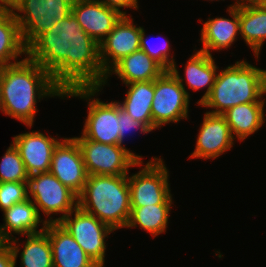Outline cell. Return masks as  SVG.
<instances>
[{"instance_id":"6da1fadb","label":"cell","mask_w":266,"mask_h":267,"mask_svg":"<svg viewBox=\"0 0 266 267\" xmlns=\"http://www.w3.org/2000/svg\"><path fill=\"white\" fill-rule=\"evenodd\" d=\"M26 56L50 73L64 91L101 87L106 79L99 43L85 33L72 13L42 33L27 48Z\"/></svg>"},{"instance_id":"7a4b0ae2","label":"cell","mask_w":266,"mask_h":267,"mask_svg":"<svg viewBox=\"0 0 266 267\" xmlns=\"http://www.w3.org/2000/svg\"><path fill=\"white\" fill-rule=\"evenodd\" d=\"M0 93L3 114L29 128L33 127L39 101L49 97L64 99V90L52 75L28 57L0 68Z\"/></svg>"},{"instance_id":"3957f363","label":"cell","mask_w":266,"mask_h":267,"mask_svg":"<svg viewBox=\"0 0 266 267\" xmlns=\"http://www.w3.org/2000/svg\"><path fill=\"white\" fill-rule=\"evenodd\" d=\"M78 206L114 231L126 228L131 212L128 175H88Z\"/></svg>"},{"instance_id":"277c9868","label":"cell","mask_w":266,"mask_h":267,"mask_svg":"<svg viewBox=\"0 0 266 267\" xmlns=\"http://www.w3.org/2000/svg\"><path fill=\"white\" fill-rule=\"evenodd\" d=\"M264 69L245 60L224 67L217 72L210 94L199 104L212 114L222 115L231 107L245 103H264ZM214 109V110H212Z\"/></svg>"},{"instance_id":"5b68a950","label":"cell","mask_w":266,"mask_h":267,"mask_svg":"<svg viewBox=\"0 0 266 267\" xmlns=\"http://www.w3.org/2000/svg\"><path fill=\"white\" fill-rule=\"evenodd\" d=\"M103 90L102 87H73L64 91L66 98L78 97L85 99L88 104V115L85 118L82 136L85 139L119 145L120 121L118 118L117 100L104 103L97 97Z\"/></svg>"},{"instance_id":"8992f818","label":"cell","mask_w":266,"mask_h":267,"mask_svg":"<svg viewBox=\"0 0 266 267\" xmlns=\"http://www.w3.org/2000/svg\"><path fill=\"white\" fill-rule=\"evenodd\" d=\"M72 2L73 0H21L12 12L20 27L25 47L28 48L42 33L70 15Z\"/></svg>"},{"instance_id":"52a82bcc","label":"cell","mask_w":266,"mask_h":267,"mask_svg":"<svg viewBox=\"0 0 266 267\" xmlns=\"http://www.w3.org/2000/svg\"><path fill=\"white\" fill-rule=\"evenodd\" d=\"M28 197L40 212L47 218L46 223L59 222L78 206V196L62 184L50 172L29 176ZM60 215L53 218L52 215Z\"/></svg>"},{"instance_id":"ba28073f","label":"cell","mask_w":266,"mask_h":267,"mask_svg":"<svg viewBox=\"0 0 266 267\" xmlns=\"http://www.w3.org/2000/svg\"><path fill=\"white\" fill-rule=\"evenodd\" d=\"M143 165V166H142ZM137 173L128 174L131 207L154 204H173L169 183V170L162 158L152 157Z\"/></svg>"},{"instance_id":"9c48e42d","label":"cell","mask_w":266,"mask_h":267,"mask_svg":"<svg viewBox=\"0 0 266 267\" xmlns=\"http://www.w3.org/2000/svg\"><path fill=\"white\" fill-rule=\"evenodd\" d=\"M81 150L88 175H128L129 169L138 166L143 159L124 145L104 144L73 137Z\"/></svg>"},{"instance_id":"30bf717a","label":"cell","mask_w":266,"mask_h":267,"mask_svg":"<svg viewBox=\"0 0 266 267\" xmlns=\"http://www.w3.org/2000/svg\"><path fill=\"white\" fill-rule=\"evenodd\" d=\"M151 106L152 131L164 125L189 119L190 98L171 71H164L154 80Z\"/></svg>"},{"instance_id":"8fae6325","label":"cell","mask_w":266,"mask_h":267,"mask_svg":"<svg viewBox=\"0 0 266 267\" xmlns=\"http://www.w3.org/2000/svg\"><path fill=\"white\" fill-rule=\"evenodd\" d=\"M82 247L83 251L99 266L105 267L106 238L114 230L77 206L58 222Z\"/></svg>"},{"instance_id":"7c38bea8","label":"cell","mask_w":266,"mask_h":267,"mask_svg":"<svg viewBox=\"0 0 266 267\" xmlns=\"http://www.w3.org/2000/svg\"><path fill=\"white\" fill-rule=\"evenodd\" d=\"M49 172L77 196L81 194L88 174L80 147L73 137H65L55 147Z\"/></svg>"},{"instance_id":"4fadbf2b","label":"cell","mask_w":266,"mask_h":267,"mask_svg":"<svg viewBox=\"0 0 266 267\" xmlns=\"http://www.w3.org/2000/svg\"><path fill=\"white\" fill-rule=\"evenodd\" d=\"M141 31L142 26L134 24L132 15H123L99 43L100 60L106 73L123 57L140 50Z\"/></svg>"},{"instance_id":"5bb4252c","label":"cell","mask_w":266,"mask_h":267,"mask_svg":"<svg viewBox=\"0 0 266 267\" xmlns=\"http://www.w3.org/2000/svg\"><path fill=\"white\" fill-rule=\"evenodd\" d=\"M234 141L236 140L224 116L206 112L197 134L195 149L189 159H216L231 150Z\"/></svg>"},{"instance_id":"9a60e30c","label":"cell","mask_w":266,"mask_h":267,"mask_svg":"<svg viewBox=\"0 0 266 267\" xmlns=\"http://www.w3.org/2000/svg\"><path fill=\"white\" fill-rule=\"evenodd\" d=\"M63 138L52 137L40 131H28L13 137L29 176L49 172L55 147Z\"/></svg>"},{"instance_id":"2e32d148","label":"cell","mask_w":266,"mask_h":267,"mask_svg":"<svg viewBox=\"0 0 266 267\" xmlns=\"http://www.w3.org/2000/svg\"><path fill=\"white\" fill-rule=\"evenodd\" d=\"M71 13L87 35L100 43L123 16L98 0H73Z\"/></svg>"},{"instance_id":"e0dca14e","label":"cell","mask_w":266,"mask_h":267,"mask_svg":"<svg viewBox=\"0 0 266 267\" xmlns=\"http://www.w3.org/2000/svg\"><path fill=\"white\" fill-rule=\"evenodd\" d=\"M194 50V54L190 56L185 64V76L182 75L184 78L181 76L176 62L172 65L170 71L175 75L189 97L191 94L187 91V88H185L186 86H189V90L192 89L193 92L204 88L206 89L203 96L196 102L197 104H200L210 94L217 72H219V67L212 55L200 50ZM183 82L186 83V86Z\"/></svg>"},{"instance_id":"ac0fdd59","label":"cell","mask_w":266,"mask_h":267,"mask_svg":"<svg viewBox=\"0 0 266 267\" xmlns=\"http://www.w3.org/2000/svg\"><path fill=\"white\" fill-rule=\"evenodd\" d=\"M52 249L53 267H99L58 222L46 223Z\"/></svg>"},{"instance_id":"d6986e66","label":"cell","mask_w":266,"mask_h":267,"mask_svg":"<svg viewBox=\"0 0 266 267\" xmlns=\"http://www.w3.org/2000/svg\"><path fill=\"white\" fill-rule=\"evenodd\" d=\"M226 12L231 16V19L209 17L205 22L199 19L203 23L199 41L202 44V48L199 49L200 51L212 55V50H227L238 39L237 36L240 35L239 6L227 8Z\"/></svg>"},{"instance_id":"ffe728a7","label":"cell","mask_w":266,"mask_h":267,"mask_svg":"<svg viewBox=\"0 0 266 267\" xmlns=\"http://www.w3.org/2000/svg\"><path fill=\"white\" fill-rule=\"evenodd\" d=\"M3 215L4 224L0 225V241H9L15 237L13 234L26 236L40 233L46 226L45 219L40 217L29 198L4 210ZM40 224L42 227L38 229Z\"/></svg>"},{"instance_id":"44dd1931","label":"cell","mask_w":266,"mask_h":267,"mask_svg":"<svg viewBox=\"0 0 266 267\" xmlns=\"http://www.w3.org/2000/svg\"><path fill=\"white\" fill-rule=\"evenodd\" d=\"M164 71L165 70L148 54L142 50H138L118 61L107 72L106 79L101 87L103 88L107 85L108 78L111 77L112 74L121 79L123 84H130L133 82L155 80Z\"/></svg>"},{"instance_id":"7402d4cb","label":"cell","mask_w":266,"mask_h":267,"mask_svg":"<svg viewBox=\"0 0 266 267\" xmlns=\"http://www.w3.org/2000/svg\"><path fill=\"white\" fill-rule=\"evenodd\" d=\"M240 36L258 58L266 40V10L253 0H243L239 5Z\"/></svg>"},{"instance_id":"603a6c76","label":"cell","mask_w":266,"mask_h":267,"mask_svg":"<svg viewBox=\"0 0 266 267\" xmlns=\"http://www.w3.org/2000/svg\"><path fill=\"white\" fill-rule=\"evenodd\" d=\"M263 100L264 103H245L231 107L222 114L235 139L244 141L264 125L266 98Z\"/></svg>"},{"instance_id":"cb8c5ba5","label":"cell","mask_w":266,"mask_h":267,"mask_svg":"<svg viewBox=\"0 0 266 267\" xmlns=\"http://www.w3.org/2000/svg\"><path fill=\"white\" fill-rule=\"evenodd\" d=\"M26 237L23 248L20 245L22 244L21 241L19 242V238L16 236L7 241L14 255L15 267L19 254L20 267H53L52 249L48 234L42 231L26 235Z\"/></svg>"},{"instance_id":"d4e9b609","label":"cell","mask_w":266,"mask_h":267,"mask_svg":"<svg viewBox=\"0 0 266 267\" xmlns=\"http://www.w3.org/2000/svg\"><path fill=\"white\" fill-rule=\"evenodd\" d=\"M128 88L124 101L117 103L133 120L145 124L152 131L151 106L154 99V80L125 84Z\"/></svg>"},{"instance_id":"484cf974","label":"cell","mask_w":266,"mask_h":267,"mask_svg":"<svg viewBox=\"0 0 266 267\" xmlns=\"http://www.w3.org/2000/svg\"><path fill=\"white\" fill-rule=\"evenodd\" d=\"M22 54L27 55V48L23 44L14 13L0 10V68L24 60L26 56L19 59Z\"/></svg>"},{"instance_id":"4316f807","label":"cell","mask_w":266,"mask_h":267,"mask_svg":"<svg viewBox=\"0 0 266 267\" xmlns=\"http://www.w3.org/2000/svg\"><path fill=\"white\" fill-rule=\"evenodd\" d=\"M172 204H154L143 207H131L129 221L126 228L139 226L154 237L166 232Z\"/></svg>"},{"instance_id":"83f0119b","label":"cell","mask_w":266,"mask_h":267,"mask_svg":"<svg viewBox=\"0 0 266 267\" xmlns=\"http://www.w3.org/2000/svg\"><path fill=\"white\" fill-rule=\"evenodd\" d=\"M28 179L20 153L11 142L0 162V182H28Z\"/></svg>"},{"instance_id":"f1b7e54d","label":"cell","mask_w":266,"mask_h":267,"mask_svg":"<svg viewBox=\"0 0 266 267\" xmlns=\"http://www.w3.org/2000/svg\"><path fill=\"white\" fill-rule=\"evenodd\" d=\"M145 29L142 27L140 34V50L148 54L155 62H157L165 71H170L172 65L176 62L174 59V54H171V44L167 38H163L164 42H157L154 46L150 43L148 36L145 34ZM158 39V37H156ZM161 39V38H160ZM153 40V39H152ZM155 40V39H154ZM172 55V56H171Z\"/></svg>"},{"instance_id":"f546056e","label":"cell","mask_w":266,"mask_h":267,"mask_svg":"<svg viewBox=\"0 0 266 267\" xmlns=\"http://www.w3.org/2000/svg\"><path fill=\"white\" fill-rule=\"evenodd\" d=\"M28 197V182H0V209L4 211Z\"/></svg>"},{"instance_id":"4dcf8cb0","label":"cell","mask_w":266,"mask_h":267,"mask_svg":"<svg viewBox=\"0 0 266 267\" xmlns=\"http://www.w3.org/2000/svg\"><path fill=\"white\" fill-rule=\"evenodd\" d=\"M118 118L120 121V130H119V145L125 143L124 139L126 136H130L132 132L140 131L139 133L147 134L152 132L145 124L139 122L138 120H133V118L127 114L123 109L120 108L118 104Z\"/></svg>"},{"instance_id":"1f68e13d","label":"cell","mask_w":266,"mask_h":267,"mask_svg":"<svg viewBox=\"0 0 266 267\" xmlns=\"http://www.w3.org/2000/svg\"><path fill=\"white\" fill-rule=\"evenodd\" d=\"M106 6L118 10L123 15H128L127 11H123L121 9H139L138 0H98Z\"/></svg>"},{"instance_id":"d6a6232c","label":"cell","mask_w":266,"mask_h":267,"mask_svg":"<svg viewBox=\"0 0 266 267\" xmlns=\"http://www.w3.org/2000/svg\"><path fill=\"white\" fill-rule=\"evenodd\" d=\"M0 267H15L13 252L5 241H0Z\"/></svg>"},{"instance_id":"836d02e7","label":"cell","mask_w":266,"mask_h":267,"mask_svg":"<svg viewBox=\"0 0 266 267\" xmlns=\"http://www.w3.org/2000/svg\"><path fill=\"white\" fill-rule=\"evenodd\" d=\"M21 0H0L1 11H13Z\"/></svg>"},{"instance_id":"e575fe53","label":"cell","mask_w":266,"mask_h":267,"mask_svg":"<svg viewBox=\"0 0 266 267\" xmlns=\"http://www.w3.org/2000/svg\"><path fill=\"white\" fill-rule=\"evenodd\" d=\"M261 9L266 10V0H253Z\"/></svg>"},{"instance_id":"d590c367","label":"cell","mask_w":266,"mask_h":267,"mask_svg":"<svg viewBox=\"0 0 266 267\" xmlns=\"http://www.w3.org/2000/svg\"><path fill=\"white\" fill-rule=\"evenodd\" d=\"M209 1H220V0H209ZM223 1H225V0H223ZM242 2H243V0H236V2L233 3V4H230V6H228V8L238 7Z\"/></svg>"},{"instance_id":"8d00e7d4","label":"cell","mask_w":266,"mask_h":267,"mask_svg":"<svg viewBox=\"0 0 266 267\" xmlns=\"http://www.w3.org/2000/svg\"><path fill=\"white\" fill-rule=\"evenodd\" d=\"M263 98L266 97V69H265V72H264V78H263Z\"/></svg>"},{"instance_id":"74e56055","label":"cell","mask_w":266,"mask_h":267,"mask_svg":"<svg viewBox=\"0 0 266 267\" xmlns=\"http://www.w3.org/2000/svg\"><path fill=\"white\" fill-rule=\"evenodd\" d=\"M1 107H2V102H1V93H0V111H1Z\"/></svg>"}]
</instances>
